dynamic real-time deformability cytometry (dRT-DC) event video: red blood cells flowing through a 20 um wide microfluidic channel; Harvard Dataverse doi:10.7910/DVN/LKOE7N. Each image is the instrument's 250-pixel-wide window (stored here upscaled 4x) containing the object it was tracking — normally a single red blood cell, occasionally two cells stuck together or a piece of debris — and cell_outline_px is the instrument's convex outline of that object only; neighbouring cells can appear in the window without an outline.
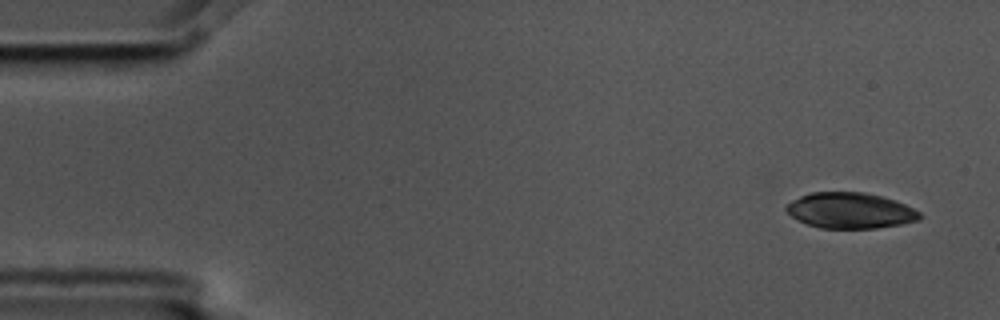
{"species": "common noctule bat (a hibernating species)", "species_latin": "Nyctalus noctula", "temperature_condition": "cold", "stored_images_in_passage": 8, "camera_frame_rate_fps": 3000, "um_per_image_px": 0.085, "animal": {"sex": "male", "body_mass_g": 17.5, "forearm_length_mm": 52.3}, "frame": {"image": 1, "passage_image": 1, "time_ms": 0.0, "image_size_px": [1000, 320], "cell_outline_px": [[924, 216], [920, 220], [900, 224], [876, 228], [820, 228], [808, 224], [792, 216], [784, 208], [792, 200], [800, 196], [812, 192], [864, 192], [896, 200], [920, 212]], "centroid_in_image_um": [72.3, 17.89], "position_along_channel_um": 12.7, "area_um2": 27.69}}